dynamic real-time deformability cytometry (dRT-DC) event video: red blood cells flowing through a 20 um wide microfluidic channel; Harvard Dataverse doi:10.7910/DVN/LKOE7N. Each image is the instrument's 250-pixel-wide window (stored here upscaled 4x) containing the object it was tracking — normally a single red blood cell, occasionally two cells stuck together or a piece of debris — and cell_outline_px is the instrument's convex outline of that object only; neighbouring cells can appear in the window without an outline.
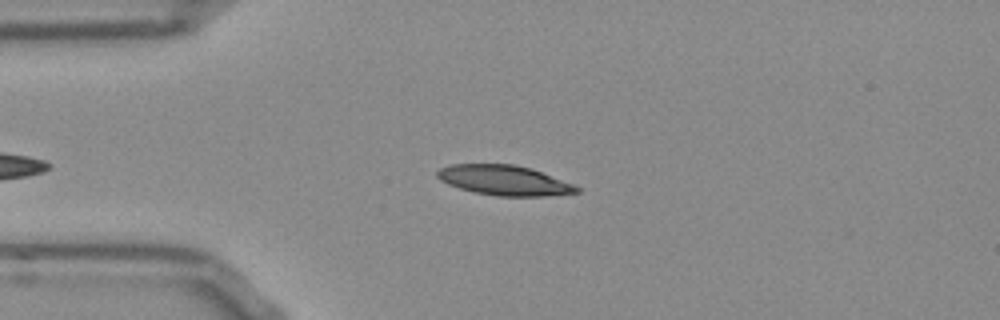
{"species": "Egyptian fruit bat (a non-hibernating species)", "species_latin": "Rousettus aegyptiacus", "temperature_condition": "room temperature", "stored_images_in_passage": 39, "camera_frame_rate_fps": 3000, "um_per_image_px": 0.085, "frame": {"image": 1, "passage_image": 6, "time_ms": 1.667, "image_size_px": [1000, 320], "cell_outline_px": [[580, 192], [540, 196], [500, 196], [476, 192], [460, 188], [448, 184], [440, 180], [436, 176], [436, 172], [440, 168], [452, 164], [512, 164], [532, 168], [572, 184], [580, 188]], "centroid_in_image_um": [42.83, 15.31], "position_along_channel_um": 42.2, "area_um2": 24.1}}
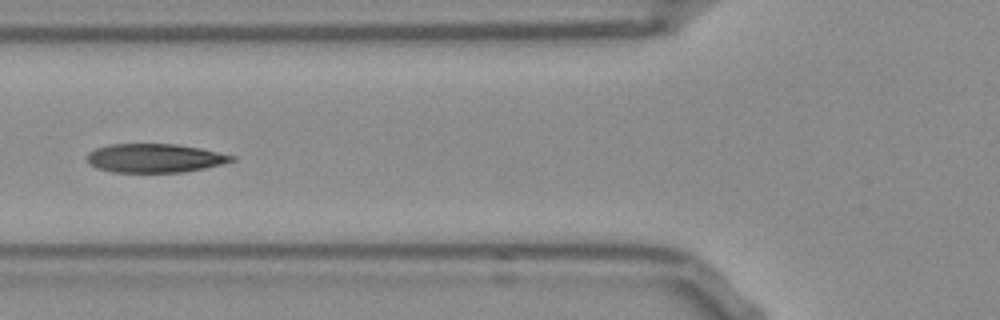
{"frame": {"image": 2, "passage_image": 13, "time_ms": 4.0, "image_size_px": [1000, 320], "cell_outline_px": [[236, 160], [204, 168], [184, 172], [112, 172], [96, 168], [88, 164], [88, 152], [96, 148], [108, 144], [176, 144], [200, 148], [236, 156]], "centroid_in_image_um": [13.13, 13.44], "position_along_channel_um": 112.7, "area_um2": 24.28}}
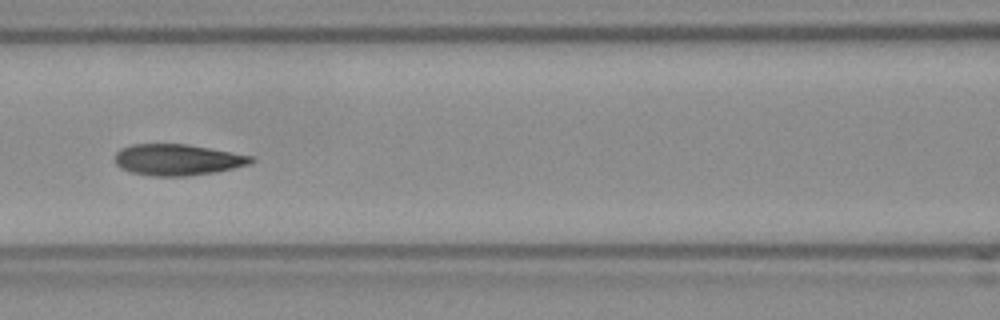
{"frame": {"image": 3, "passage_image": 16, "time_ms": 5.0, "image_size_px": [1000, 320], "cell_outline_px": [[256, 160], [248, 164], [216, 172], [188, 176], [152, 176], [132, 172], [116, 164], [116, 152], [120, 148], [132, 144], [188, 144], [256, 156]], "centroid_in_image_um": [15.14, 13.57], "position_along_channel_um": 151.5, "area_um2": 24.8}, "authors_computed_cell_mechanics": {"area_um2": 24.5072, "velocity_mm_per_s": 3.8384, "shape_relaxation_time_tau1_ms": 4.7553, "shape_relaxation_time_tau2_ms": 1.6652, "deformation_change_tau1": 0.1778, "deformation_change_tau2": 0.0667}}